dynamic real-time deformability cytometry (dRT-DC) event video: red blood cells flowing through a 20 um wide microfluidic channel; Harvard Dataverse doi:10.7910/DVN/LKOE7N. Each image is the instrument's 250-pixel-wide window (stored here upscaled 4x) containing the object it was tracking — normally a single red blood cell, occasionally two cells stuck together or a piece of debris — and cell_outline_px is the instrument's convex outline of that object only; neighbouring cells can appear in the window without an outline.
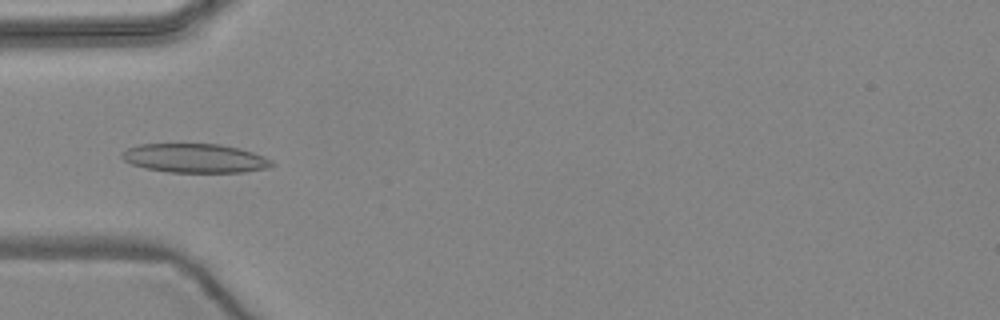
{"species": "common noctule bat (a hibernating species)", "species_latin": "Nyctalus noctula", "temperature_condition": "warm", "stored_images_in_passage": 5, "camera_frame_rate_fps": 3000, "um_per_image_px": 0.085, "animal": {"sex": "female", "body_mass_g": 24.6, "forearm_length_mm": 56.2}, "frame": {"image": 1, "passage_image": 4, "time_ms": 4.667, "image_size_px": [1000, 320], "cell_outline_px": [[276, 164], [268, 168], [244, 172], [168, 172], [144, 168], [132, 164], [124, 160], [120, 156], [120, 152], [128, 148], [140, 144], [220, 144], [240, 148], [264, 156], [272, 160]], "centroid_in_image_um": [16.58, 13.45], "position_along_channel_um": 68.4, "area_um2": 25.49}}
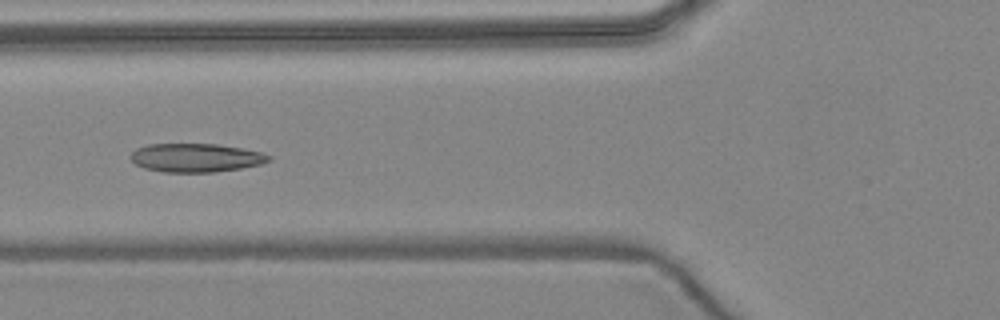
{"frame": {"image": 2, "passage_image": 5, "time_ms": 5.667, "image_size_px": [1000, 320], "cell_outline_px": [[272, 160], [260, 164], [240, 168], [212, 172], [164, 172], [144, 168], [136, 164], [128, 156], [136, 148], [148, 144], [216, 144], [264, 152], [272, 156]], "centroid_in_image_um": [16.65, 13.4], "position_along_channel_um": 109.2, "area_um2": 23.06}}